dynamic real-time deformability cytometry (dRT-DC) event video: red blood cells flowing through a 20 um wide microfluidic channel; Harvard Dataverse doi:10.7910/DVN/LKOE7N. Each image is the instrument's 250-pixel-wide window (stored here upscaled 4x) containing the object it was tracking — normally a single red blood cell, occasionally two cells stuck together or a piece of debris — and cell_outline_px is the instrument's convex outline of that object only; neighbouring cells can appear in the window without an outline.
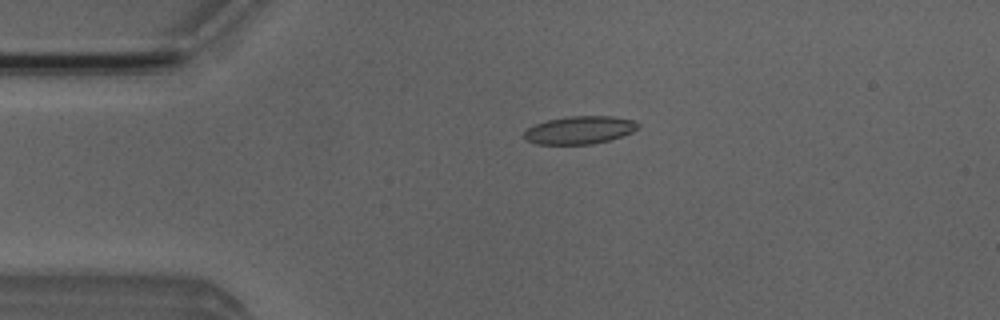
{"species": "Egyptian fruit bat (a non-hibernating species)", "species_latin": "Rousettus aegyptiacus", "temperature_condition": "room temperature", "stored_images_in_passage": 51, "camera_frame_rate_fps": 3000, "um_per_image_px": 0.085, "animal": {"sex": "male"}, "frame": {"image": 1, "passage_image": 11, "time_ms": 3.333, "image_size_px": [1000, 320], "cell_outline_px": [[640, 124], [632, 132], [608, 140], [592, 144], [536, 144], [524, 140], [524, 132], [528, 128], [536, 124], [548, 120], [572, 116], [612, 116], [632, 120]], "centroid_in_image_um": [49.23, 11.06], "position_along_channel_um": 35.8, "area_um2": 18.26}}
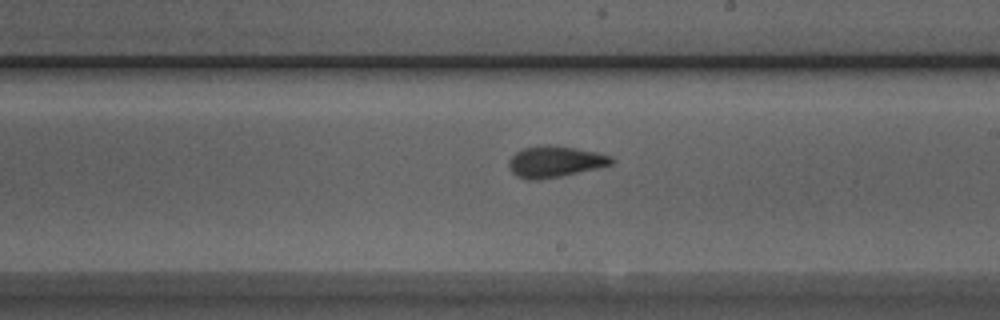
{"frame": {"image": 2, "passage_image": 29, "time_ms": 9.333, "image_size_px": [1000, 320], "cell_outline_px": [[616, 160], [612, 164], [596, 168], [560, 176], [540, 180], [528, 180], [516, 176], [512, 172], [508, 164], [508, 160], [516, 152], [524, 148], [548, 144], [596, 152], [612, 156]], "centroid_in_image_um": [47.16, 13.75], "position_along_channel_um": 241.8, "area_um2": 18.55}}
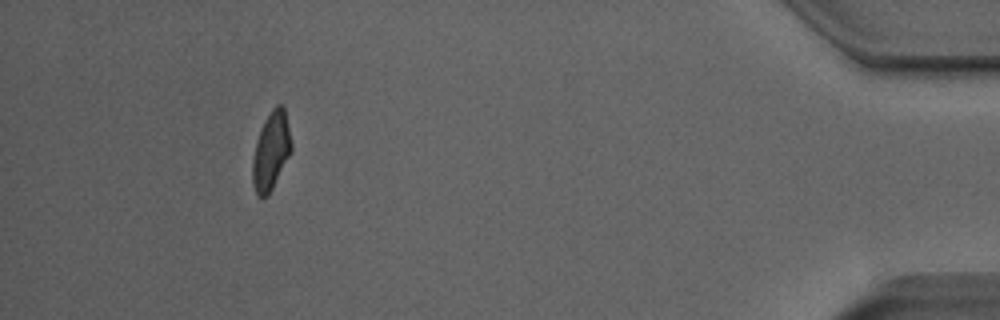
{"frame": {"image": 3, "passage_image": 47, "time_ms": 15.333, "image_size_px": [1000, 320], "cell_outline_px": [[292, 152], [268, 196], [264, 200], [260, 200], [256, 196], [252, 184], [252, 160], [256, 140], [264, 120], [272, 108], [276, 104], [284, 104], [292, 144]], "centroid_in_image_um": [23.03, 12.87], "position_along_channel_um": 412.2, "area_um2": 18.21}, "authors_computed_cell_mechanics": {"area_um2": 18.207, "velocity_mm_per_s": 3.9833, "shape_relaxation_time_tau1_ms": 6.2251, "shape_relaxation_time_tau2_ms": 1.4673, "deformation_change_tau1": 0.1818, "deformation_change_tau2": 0.0855}}